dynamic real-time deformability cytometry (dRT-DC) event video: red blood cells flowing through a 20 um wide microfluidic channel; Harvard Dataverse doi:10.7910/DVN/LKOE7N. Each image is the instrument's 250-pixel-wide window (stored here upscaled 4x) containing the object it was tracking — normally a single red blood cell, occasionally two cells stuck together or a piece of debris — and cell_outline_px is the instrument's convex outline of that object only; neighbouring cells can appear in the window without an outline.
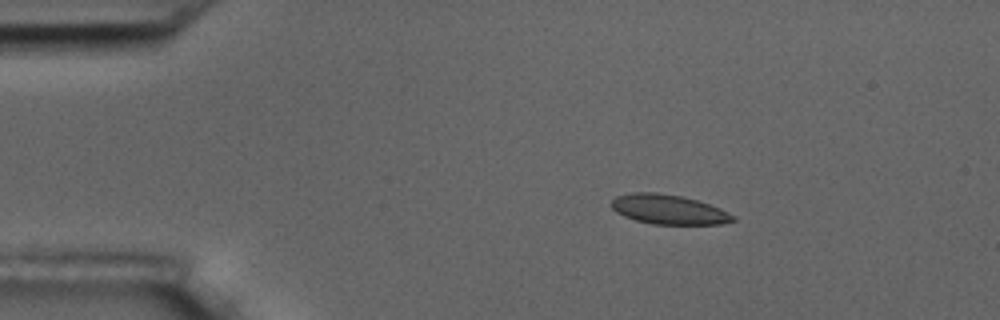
{"species": "common noctule bat (a hibernating species)", "species_latin": "Nyctalus noctula", "temperature_condition": "room temperature", "stored_images_in_passage": 47, "camera_frame_rate_fps": 3000, "um_per_image_px": 0.085, "animal": {"sex": "male", "body_mass_g": 17.5, "forearm_length_mm": 52.3}, "frame": {"image": 1, "passage_image": 1, "time_ms": 0.0, "image_size_px": [1000, 320], "cell_outline_px": [[736, 220], [720, 224], [652, 224], [636, 220], [624, 216], [616, 212], [612, 208], [612, 200], [616, 196], [632, 192], [656, 192], [680, 196], [696, 200], [720, 208], [736, 216]], "centroid_in_image_um": [56.83, 17.8], "position_along_channel_um": 28.2, "area_um2": 20.87}}
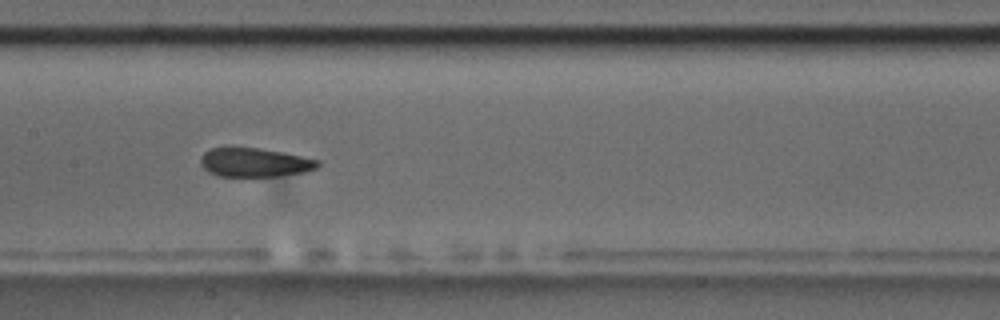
{"frame": {"image": 2, "passage_image": 19, "time_ms": 6.0, "image_size_px": [1000, 320], "cell_outline_px": [[320, 164], [316, 168], [304, 172], [280, 176], [216, 176], [208, 172], [200, 164], [200, 156], [204, 152], [212, 148], [260, 148], [284, 152], [320, 160]], "centroid_in_image_um": [21.64, 13.81], "position_along_channel_um": 185.8, "area_um2": 19.83}}
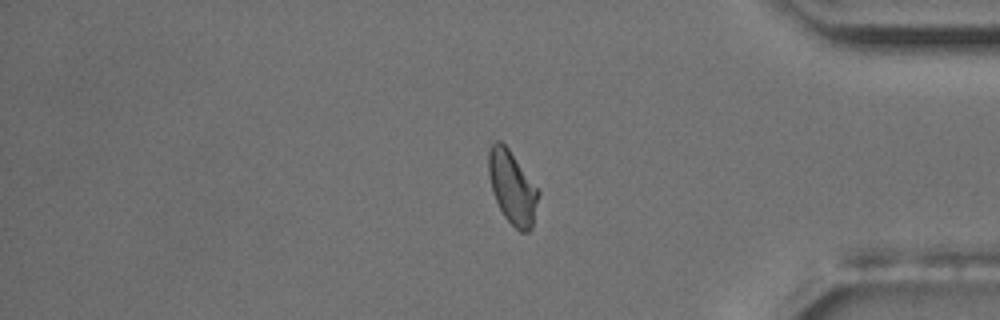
{"frame": {"image": 3, "passage_image": 38, "time_ms": 12.333, "image_size_px": [1000, 320], "cell_outline_px": [[540, 192], [532, 228], [528, 232], [520, 232], [504, 216], [492, 192], [488, 172], [488, 152], [492, 144], [496, 140], [500, 140], [508, 148]], "centroid_in_image_um": [43.54, 15.94], "position_along_channel_um": 391.7, "area_um2": 20.98}, "authors_computed_cell_mechanics": {"area_um2": 21.097, "velocity_mm_per_s": 3.6143, "shape_relaxation_time_tau1_ms": 4.4626, "shape_relaxation_time_tau2_ms": 1.8652, "deformation_change_tau1": 0.109, "deformation_change_tau2": 0.0585}}